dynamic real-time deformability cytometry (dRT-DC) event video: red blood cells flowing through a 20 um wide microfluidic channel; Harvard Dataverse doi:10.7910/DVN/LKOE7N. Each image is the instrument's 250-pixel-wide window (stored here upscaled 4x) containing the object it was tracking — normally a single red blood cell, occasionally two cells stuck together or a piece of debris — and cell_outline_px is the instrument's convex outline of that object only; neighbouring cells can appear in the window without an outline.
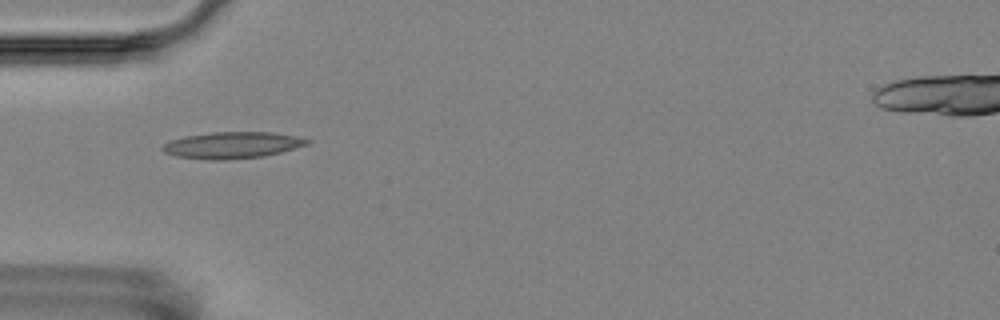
{"species": "Egyptian fruit bat (a non-hibernating species)", "species_latin": "Rousettus aegyptiacus", "temperature_condition": "room temperature", "stored_images_in_passage": 6, "camera_frame_rate_fps": 3000, "um_per_image_px": 0.085, "animal": {"sex": "female"}, "frame": {"image": 1, "passage_image": 5, "time_ms": 5.333, "image_size_px": [1000, 320], "cell_outline_px": [[312, 140], [308, 144], [280, 152], [264, 156], [224, 160], [208, 160], [176, 156], [164, 152], [160, 148], [164, 144], [172, 140], [184, 136], [212, 132], [272, 132], [296, 136]], "centroid_in_image_um": [19.73, 12.33], "position_along_channel_um": 65.3, "area_um2": 22.31}}